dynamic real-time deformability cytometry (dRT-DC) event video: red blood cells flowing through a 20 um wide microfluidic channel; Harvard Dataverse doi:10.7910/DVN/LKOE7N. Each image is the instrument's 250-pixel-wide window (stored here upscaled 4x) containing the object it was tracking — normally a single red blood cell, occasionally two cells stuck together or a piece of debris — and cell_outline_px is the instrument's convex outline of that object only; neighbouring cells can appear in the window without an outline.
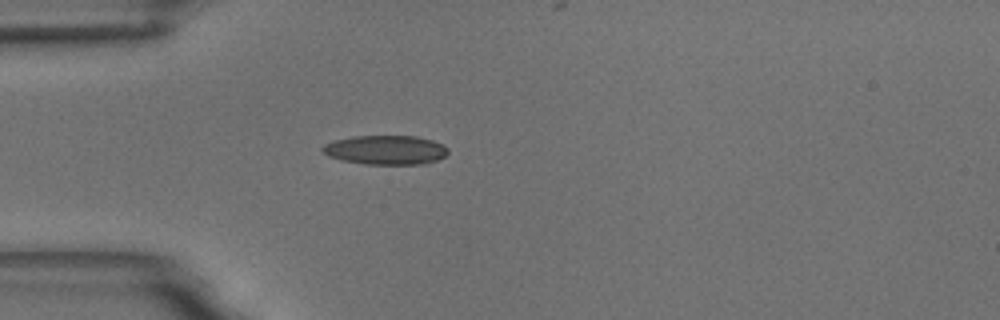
{"species": "common noctule bat (a hibernating species)", "species_latin": "Nyctalus noctula", "temperature_condition": "room temperature", "stored_images_in_passage": 54, "camera_frame_rate_fps": 3000, "um_per_image_px": 0.085, "animal": {"sex": "male", "body_mass_g": 18.8}, "frame": {"image": 1, "passage_image": 15, "time_ms": 4.667, "image_size_px": [1000, 320], "cell_outline_px": [[448, 152], [444, 156], [436, 160], [424, 164], [364, 164], [340, 160], [328, 156], [320, 148], [324, 144], [336, 140], [352, 136], [416, 136], [432, 140], [444, 144], [448, 148]], "centroid_in_image_um": [32.78, 12.74], "position_along_channel_um": 52.2, "area_um2": 21.44}}